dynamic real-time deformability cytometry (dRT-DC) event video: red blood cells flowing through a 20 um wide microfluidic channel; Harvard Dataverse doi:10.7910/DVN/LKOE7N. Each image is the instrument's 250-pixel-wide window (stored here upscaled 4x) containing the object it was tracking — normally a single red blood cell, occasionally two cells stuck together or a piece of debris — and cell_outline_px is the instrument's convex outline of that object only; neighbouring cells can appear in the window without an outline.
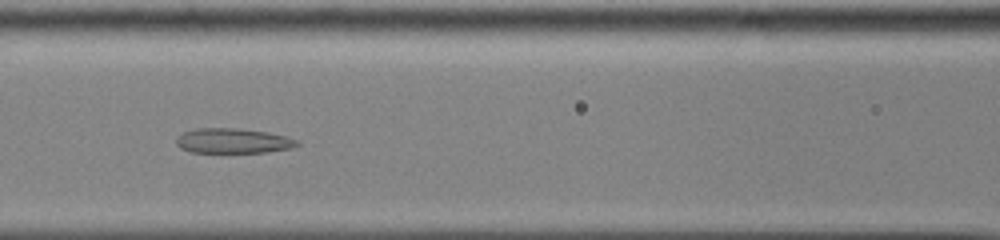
{"species": "common noctule bat (a hibernating species)", "species_latin": "Nyctalus noctula", "temperature_condition": "cold", "stored_images_in_passage": 45, "camera_frame_rate_fps": 3000, "um_per_image_px": 0.085, "animal": {"sex": "male", "body_mass_g": 13.0, "forearm_length_mm": 53.1}, "frame": {"image": 1, "passage_image": 17, "time_ms": 5.333, "image_size_px": [1000, 240], "cell_outline_px": [[300, 144], [292, 148], [268, 152], [192, 152], [180, 148], [176, 144], [176, 136], [184, 132], [196, 128], [236, 128], [268, 132], [288, 136], [300, 140]], "centroid_in_image_um": [19.84, 11.96], "position_along_channel_um": 146.8, "area_um2": 17.74}}
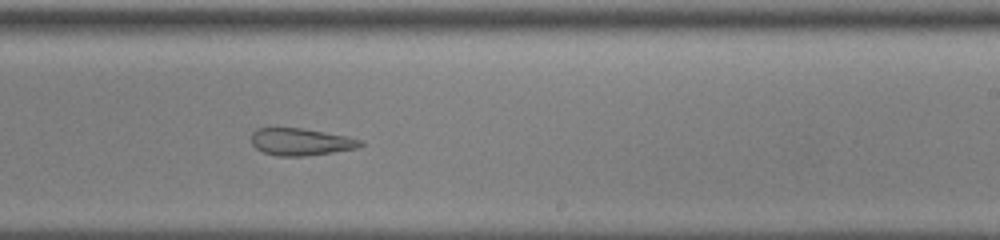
{"frame": {"image": 2, "passage_image": 26, "time_ms": 8.333, "image_size_px": [1000, 240], "cell_outline_px": [[364, 144], [356, 148], [332, 152], [304, 156], [276, 156], [264, 152], [256, 148], [252, 144], [252, 132], [256, 128], [300, 128], [348, 136], [364, 140]], "centroid_in_image_um": [25.58, 12.05], "position_along_channel_um": 263.4, "area_um2": 17.22}}
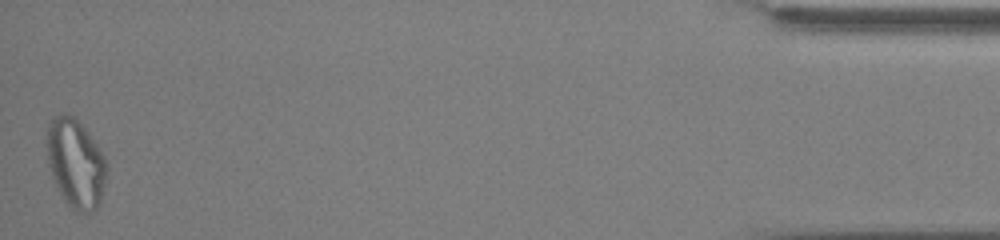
{"frame": {"image": 3, "passage_image": 45, "time_ms": 14.667, "image_size_px": [1000, 240], "cell_outline_px": [[108, 172], [100, 204], [92, 212], [76, 212], [64, 200], [52, 176], [48, 164], [48, 124], [52, 116], [64, 112], [68, 112], [88, 132], [104, 156], [108, 164]], "centroid_in_image_um": [6.46, 13.89], "position_along_channel_um": 428.7, "area_um2": 30.98}, "authors_computed_cell_mechanics": {"area_um2": 23.3512, "velocity_mm_per_s": 3.9026, "shape_relaxation_time_tau1_ms": null, "shape_relaxation_time_tau2_ms": 2.1102, "deformation_change_tau1": null, "deformation_change_tau2": 0.0935}}